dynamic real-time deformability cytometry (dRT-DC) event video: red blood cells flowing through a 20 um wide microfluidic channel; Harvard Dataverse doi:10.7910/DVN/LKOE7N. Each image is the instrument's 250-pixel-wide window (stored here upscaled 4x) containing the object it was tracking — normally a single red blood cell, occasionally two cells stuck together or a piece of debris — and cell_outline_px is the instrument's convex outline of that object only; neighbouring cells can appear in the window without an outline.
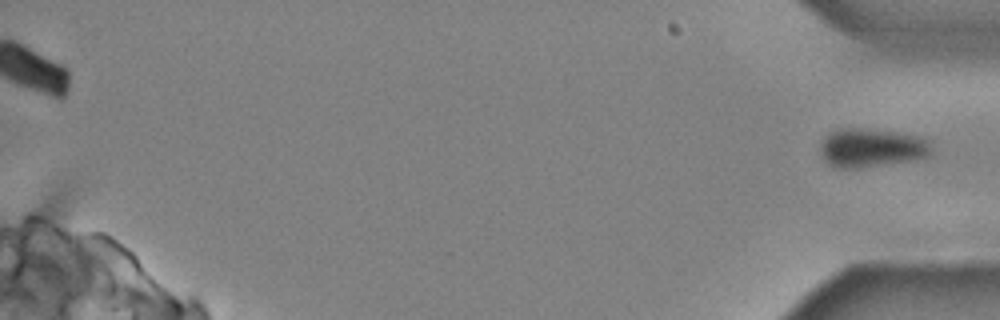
{"species": "common noctule bat (a hibernating species)", "species_latin": "Nyctalus noctula", "temperature_condition": "cold", "stored_images_in_passage": 44, "segment_of_instrument_passage": [2, 2], "camera_frame_rate_fps": 3000, "um_per_image_px": 0.085, "animal": {"sex": "male", "body_mass_g": 20.4}, "frame": {"image": 1, "passage_image": 44, "time_ms": 14.333, "image_size_px": [1000, 320], "cell_outline_px": [[932, 156], [916, 160], [860, 168], [832, 168], [828, 164], [820, 152], [820, 144], [824, 136], [832, 132], [848, 128], [860, 128], [896, 132], [920, 136], [932, 148]], "centroid_in_image_um": [74.08, 12.59], "position_along_channel_um": 361.1, "area_um2": 25.26}}